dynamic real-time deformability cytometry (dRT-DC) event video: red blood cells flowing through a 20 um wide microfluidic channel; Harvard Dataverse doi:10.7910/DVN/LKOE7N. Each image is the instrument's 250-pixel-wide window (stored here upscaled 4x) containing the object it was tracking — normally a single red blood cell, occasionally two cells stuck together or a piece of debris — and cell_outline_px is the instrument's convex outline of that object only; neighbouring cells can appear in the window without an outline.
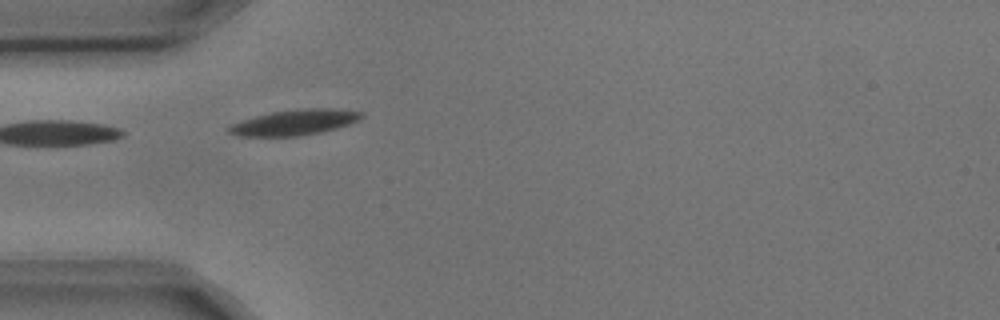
{"species": "common noctule bat (a hibernating species)", "species_latin": "Nyctalus noctula", "temperature_condition": "cold", "stored_images_in_passage": 4, "camera_frame_rate_fps": 3000, "um_per_image_px": 0.085, "animal": {"sex": "male", "body_mass_g": 17.9, "forearm_length_mm": 54.2}, "frame": {"image": 1, "passage_image": 3, "time_ms": 0.667, "image_size_px": [1000, 320], "cell_outline_px": [[364, 116], [348, 124], [336, 128], [320, 132], [296, 136], [236, 136], [228, 132], [228, 124], [256, 116], [272, 112], [308, 108], [332, 108], [364, 112]], "centroid_in_image_um": [25.0, 10.4], "position_along_channel_um": 60.0, "area_um2": 19.54}}
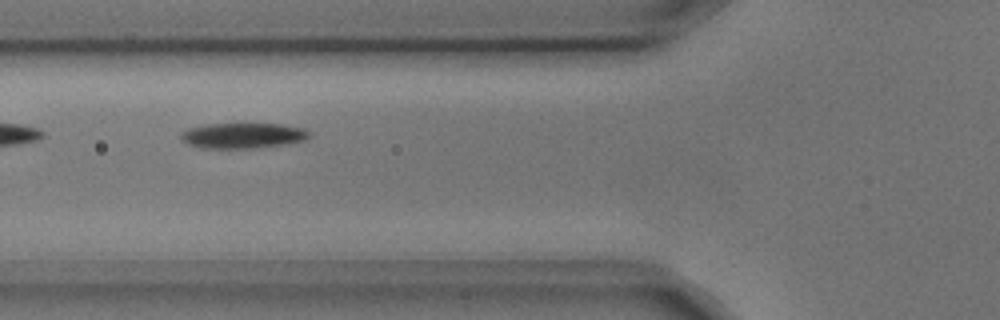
{"frame": {"image": 2, "passage_image": 4, "time_ms": 1.0, "image_size_px": [1000, 320], "cell_outline_px": [[312, 132], [304, 140], [284, 144], [256, 148], [204, 148], [188, 144], [180, 136], [180, 132], [188, 128], [208, 124], [280, 124], [304, 128]], "centroid_in_image_um": [20.65, 11.52], "position_along_channel_um": 105.2, "area_um2": 18.9}}